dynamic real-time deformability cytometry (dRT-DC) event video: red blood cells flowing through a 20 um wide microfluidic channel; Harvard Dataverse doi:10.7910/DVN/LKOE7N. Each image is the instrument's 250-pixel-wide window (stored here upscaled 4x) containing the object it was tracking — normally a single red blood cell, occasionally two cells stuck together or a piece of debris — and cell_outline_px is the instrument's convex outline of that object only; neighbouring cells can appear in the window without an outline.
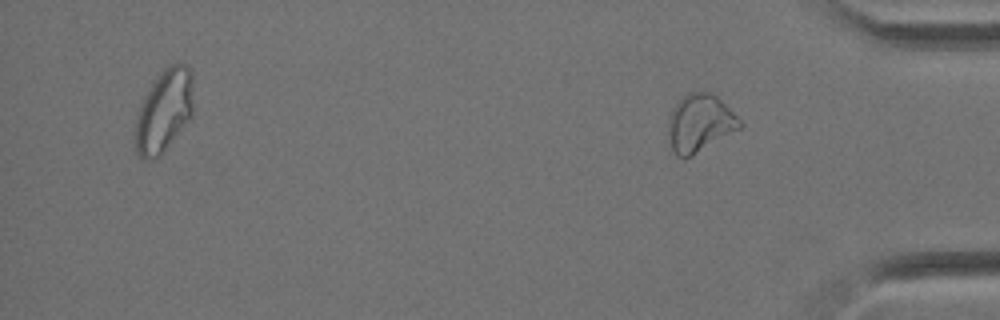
{"species": "Egyptian fruit bat (a non-hibernating species)", "species_latin": "Rousettus aegyptiacus", "temperature_condition": "cold", "stored_images_in_passage": 14, "segment_of_instrument_passage": [2, 2], "camera_frame_rate_fps": 3000, "um_per_image_px": 0.085, "animal": {"sex": "female"}, "frame": {"image": 1, "passage_image": 14, "time_ms": 4.333, "image_size_px": [1000, 320], "cell_outline_px": [[744, 124], [740, 128], [692, 156], [684, 160], [676, 156], [672, 148], [668, 136], [668, 120], [672, 108], [688, 92], [712, 92]], "centroid_in_image_um": [59.45, 10.49], "position_along_channel_um": 375.7, "area_um2": 23.87}}